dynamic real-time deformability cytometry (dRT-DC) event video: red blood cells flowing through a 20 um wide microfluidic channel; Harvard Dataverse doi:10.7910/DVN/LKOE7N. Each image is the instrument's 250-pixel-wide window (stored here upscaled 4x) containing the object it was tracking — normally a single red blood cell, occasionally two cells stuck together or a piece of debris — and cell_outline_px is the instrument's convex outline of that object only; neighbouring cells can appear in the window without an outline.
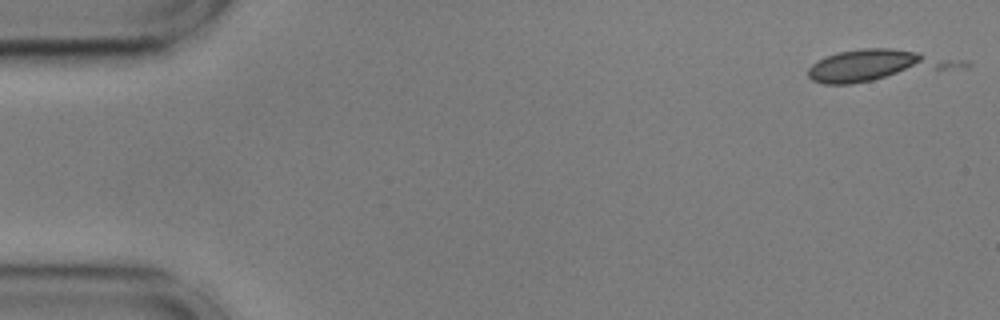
{"species": "common noctule bat (a hibernating species)", "species_latin": "Nyctalus noctula", "temperature_condition": "cold", "stored_images_in_passage": 2, "camera_frame_rate_fps": 3000, "um_per_image_px": 0.085, "animal": {"sex": "male", "body_mass_g": 17.9, "forearm_length_mm": 54.2}, "frame": {"image": 1, "passage_image": 1, "time_ms": 0.0, "image_size_px": [1000, 320], "cell_outline_px": [[972, 64], [968, 68], [852, 84], [824, 84], [812, 80], [808, 76], [808, 68], [816, 60], [840, 52], [864, 48], [892, 48], [920, 52], [968, 60]], "centroid_in_image_um": [74.75, 5.57], "position_along_channel_um": 10.2, "area_um2": 28.84}}